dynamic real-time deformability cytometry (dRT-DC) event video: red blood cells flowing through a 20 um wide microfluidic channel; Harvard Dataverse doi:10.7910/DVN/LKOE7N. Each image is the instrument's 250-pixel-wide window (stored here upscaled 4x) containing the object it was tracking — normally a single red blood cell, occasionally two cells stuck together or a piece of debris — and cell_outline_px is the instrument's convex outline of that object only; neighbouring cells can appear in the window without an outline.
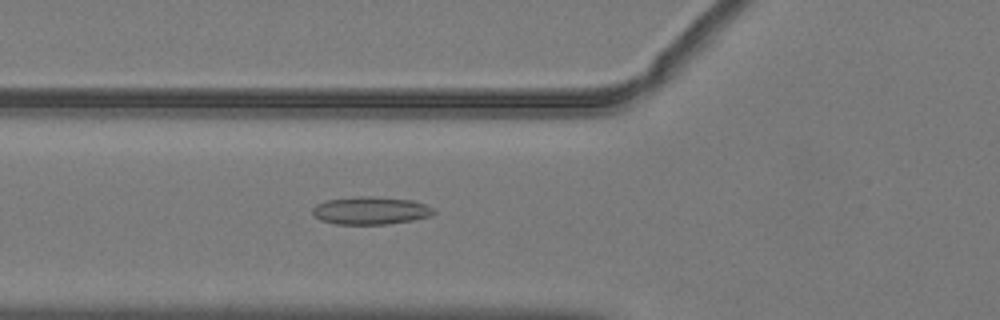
{"species": "common noctule bat (a hibernating species)", "species_latin": "Nyctalus noctula", "temperature_condition": "warm", "stored_images_in_passage": 18, "camera_frame_rate_fps": 3000, "um_per_image_px": 0.085, "animal": {"sex": "male", "body_mass_g": 19.2, "forearm_length_mm": 51.8}, "frame": {"image": 1, "passage_image": 6, "time_ms": 1.667, "image_size_px": [1000, 320], "cell_outline_px": [[436, 212], [432, 216], [412, 220], [388, 224], [336, 224], [320, 220], [312, 212], [312, 208], [316, 204], [328, 200], [360, 196], [364, 196], [412, 200], [436, 208]], "centroid_in_image_um": [31.54, 17.9], "position_along_channel_um": 94.3, "area_um2": 19.54}}
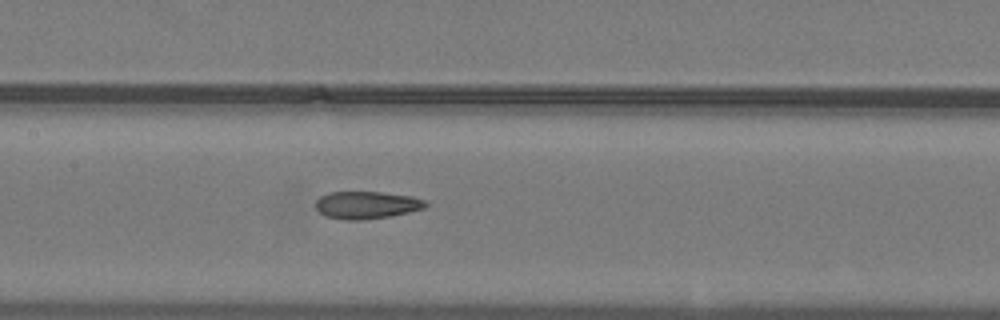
{"frame": {"image": 2, "passage_image": 12, "time_ms": 3.667, "image_size_px": [1000, 320], "cell_outline_px": [[428, 204], [424, 208], [392, 216], [360, 220], [348, 220], [328, 216], [320, 212], [316, 208], [316, 200], [320, 196], [328, 192], [384, 192], [412, 196], [424, 200]], "centroid_in_image_um": [31.17, 17.41], "position_along_channel_um": 176.2, "area_um2": 17.51}}
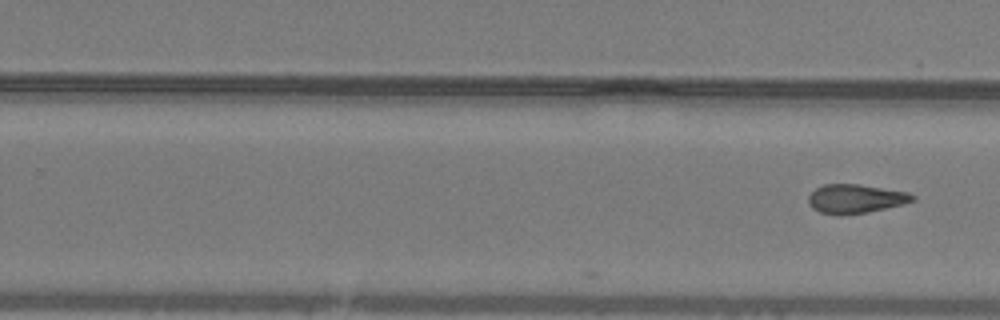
{"frame": {"image": 3, "passage_image": 18, "time_ms": 5.667, "image_size_px": [1000, 320], "cell_outline_px": [[916, 200], [868, 212], [840, 216], [836, 216], [820, 212], [812, 208], [808, 204], [808, 196], [816, 188], [824, 184], [860, 184], [908, 192], [916, 196]], "centroid_in_image_um": [72.68, 16.9], "position_along_channel_um": 257.1, "area_um2": 17.69}}